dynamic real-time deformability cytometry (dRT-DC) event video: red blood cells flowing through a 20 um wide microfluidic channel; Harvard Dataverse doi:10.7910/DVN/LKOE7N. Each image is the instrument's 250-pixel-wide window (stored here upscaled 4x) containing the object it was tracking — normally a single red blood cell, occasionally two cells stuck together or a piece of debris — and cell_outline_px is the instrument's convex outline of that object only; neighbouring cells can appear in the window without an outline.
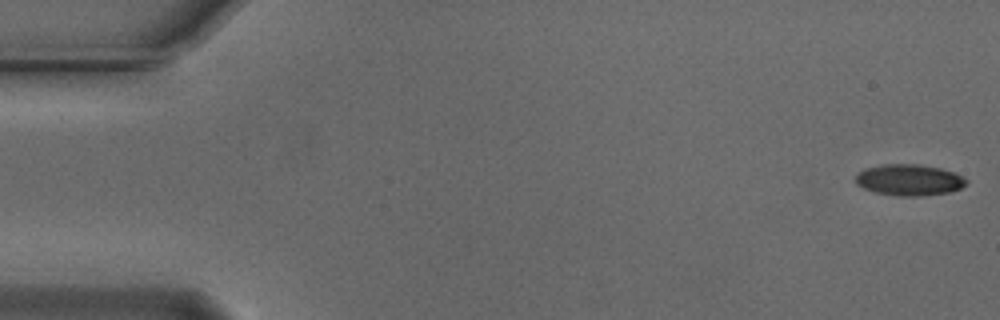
{"species": "Egyptian fruit bat (a non-hibernating species)", "species_latin": "Rousettus aegyptiacus", "temperature_condition": "cold", "stored_images_in_passage": 47, "camera_frame_rate_fps": 3000, "um_per_image_px": 0.085, "animal": {"sex": "male"}, "frame": {"image": 1, "passage_image": 1, "time_ms": 0.0, "image_size_px": [1000, 320], "cell_outline_px": [[968, 184], [952, 192], [924, 196], [896, 196], [876, 192], [864, 188], [856, 184], [856, 176], [864, 168], [884, 164], [920, 164], [940, 168], [952, 172], [968, 180]], "centroid_in_image_um": [77.3, 15.3], "position_along_channel_um": 7.7, "area_um2": 20.23}}
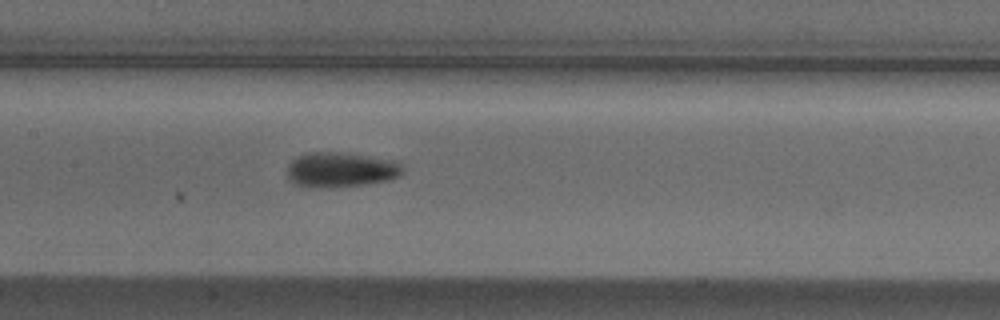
{"frame": {"image": 2, "passage_image": 26, "time_ms": 8.333, "image_size_px": [1000, 320], "cell_outline_px": [[404, 172], [400, 176], [392, 180], [364, 184], [332, 188], [312, 188], [296, 184], [288, 180], [288, 164], [296, 156], [304, 152], [336, 152], [400, 160], [404, 168]], "centroid_in_image_um": [29.0, 14.43], "position_along_channel_um": 178.4, "area_um2": 24.16}}
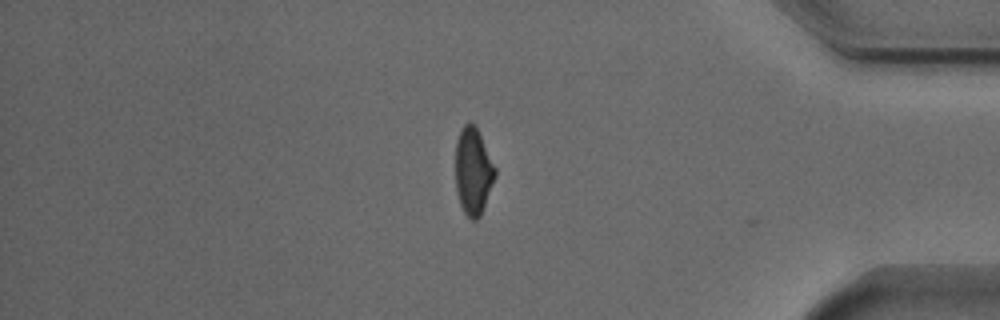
{"frame": {"image": 3, "passage_image": 46, "time_ms": 15.0, "image_size_px": [1000, 320], "cell_outline_px": [[496, 176], [480, 216], [476, 220], [472, 220], [464, 212], [460, 204], [456, 188], [456, 140], [464, 124], [472, 124], [476, 128], [496, 168]], "centroid_in_image_um": [40.22, 14.59], "position_along_channel_um": 395.0, "area_um2": 19.65}, "authors_computed_cell_mechanics": {"area_um2": 21.2126, "velocity_mm_per_s": 3.727, "shape_relaxation_time_tau1_ms": 3.8154, "shape_relaxation_time_tau2_ms": 3.0873, "deformation_change_tau1": 0.1194, "deformation_change_tau2": 0.0988}}